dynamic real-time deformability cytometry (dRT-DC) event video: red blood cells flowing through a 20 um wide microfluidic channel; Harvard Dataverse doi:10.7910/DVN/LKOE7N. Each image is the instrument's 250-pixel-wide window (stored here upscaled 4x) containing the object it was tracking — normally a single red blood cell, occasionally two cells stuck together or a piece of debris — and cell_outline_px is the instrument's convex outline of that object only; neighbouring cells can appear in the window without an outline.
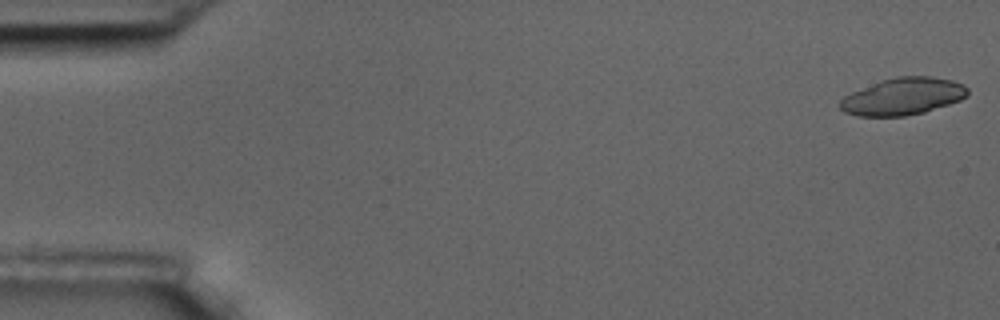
{"species": "common noctule bat (a hibernating species)", "species_latin": "Nyctalus noctula", "temperature_condition": "room temperature", "stored_images_in_passage": 43, "camera_frame_rate_fps": 3000, "um_per_image_px": 0.085, "animal": {"sex": "male", "body_mass_g": 17.5, "forearm_length_mm": 52.3}, "frame": {"image": 1, "passage_image": 1, "time_ms": 0.0, "image_size_px": [1000, 320], "cell_outline_px": [[968, 92], [960, 100], [924, 112], [904, 116], [856, 116], [844, 112], [840, 108], [840, 100], [844, 96], [852, 92], [880, 80], [896, 76], [932, 76], [952, 80], [964, 84], [968, 88]], "centroid_in_image_um": [76.73, 8.19], "position_along_channel_um": 8.3, "area_um2": 27.57}}
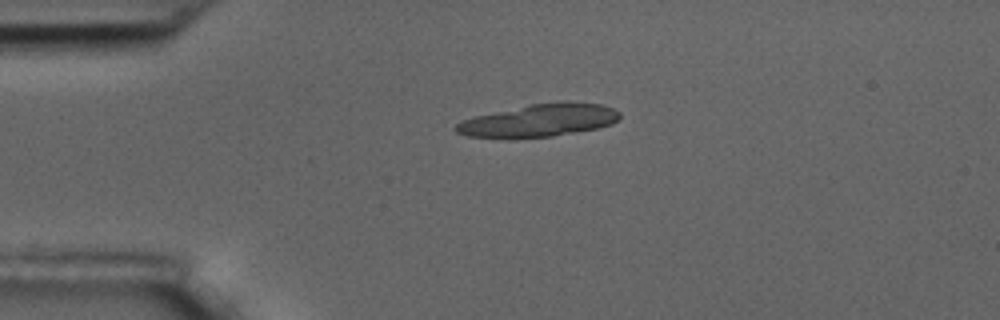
{"frame": {"image": 2, "passage_image": 13, "time_ms": 4.0, "image_size_px": [1000, 320], "cell_outline_px": [[620, 116], [612, 124], [600, 128], [552, 136], [468, 136], [456, 132], [452, 128], [460, 120], [476, 116], [532, 104], [556, 100], [568, 100], [600, 104], [612, 108], [620, 112]], "centroid_in_image_um": [45.9, 10.19], "position_along_channel_um": 39.1, "area_um2": 30.75}}